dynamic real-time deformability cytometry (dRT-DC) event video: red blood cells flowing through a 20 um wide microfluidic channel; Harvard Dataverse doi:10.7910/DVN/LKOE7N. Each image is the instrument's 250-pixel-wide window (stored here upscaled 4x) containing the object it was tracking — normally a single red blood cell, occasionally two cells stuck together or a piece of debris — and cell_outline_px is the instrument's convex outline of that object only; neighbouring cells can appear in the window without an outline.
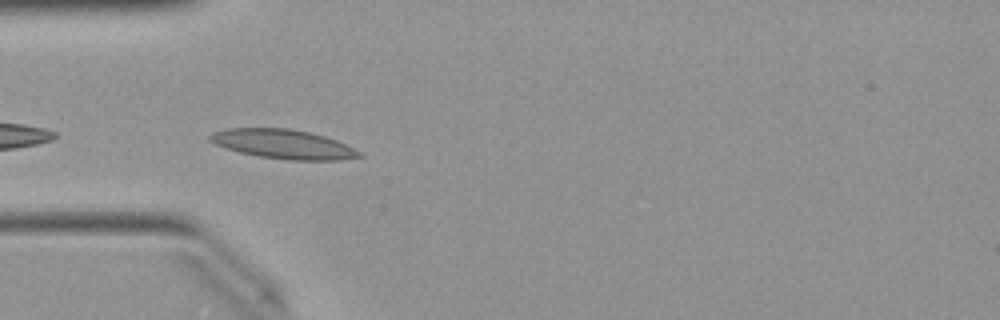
{"species": "Egyptian fruit bat (a non-hibernating species)", "species_latin": "Rousettus aegyptiacus", "temperature_condition": "warm", "stored_images_in_passage": 5, "camera_frame_rate_fps": 3000, "um_per_image_px": 0.085, "animal": {"sex": "female"}, "frame": {"image": 1, "passage_image": 2, "time_ms": 0.333, "image_size_px": [1000, 320], "cell_outline_px": [[364, 156], [340, 160], [288, 160], [260, 156], [240, 152], [224, 148], [208, 140], [208, 136], [212, 132], [228, 128], [288, 128], [308, 132], [324, 136], [336, 140], [360, 152]], "centroid_in_image_um": [24.04, 12.25], "position_along_channel_um": 61.0, "area_um2": 25.32}}